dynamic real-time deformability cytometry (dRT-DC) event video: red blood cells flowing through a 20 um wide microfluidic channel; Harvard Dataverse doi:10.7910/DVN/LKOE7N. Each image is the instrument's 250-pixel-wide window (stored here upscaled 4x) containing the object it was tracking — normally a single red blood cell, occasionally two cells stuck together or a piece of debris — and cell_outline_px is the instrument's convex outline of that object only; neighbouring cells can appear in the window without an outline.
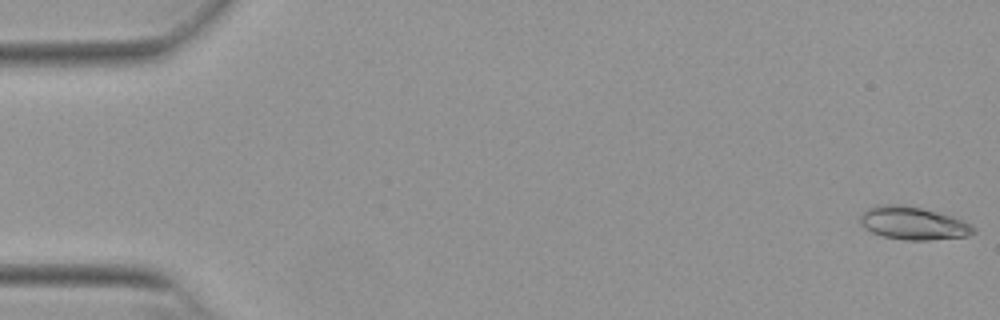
{"species": "Egyptian fruit bat (a non-hibernating species)", "species_latin": "Rousettus aegyptiacus", "temperature_condition": "warm", "stored_images_in_passage": 20, "camera_frame_rate_fps": 3000, "um_per_image_px": 0.085, "animal": {"sex": "female"}, "frame": {"image": 1, "passage_image": 1, "time_ms": 0.0, "image_size_px": [1000, 320], "cell_outline_px": [[976, 232], [968, 236], [928, 240], [904, 240], [884, 236], [872, 232], [864, 228], [860, 220], [860, 216], [868, 208], [880, 204], [900, 204], [920, 208], [952, 216], [976, 228]], "centroid_in_image_um": [77.61, 18.98], "position_along_channel_um": 7.4, "area_um2": 21.5}}
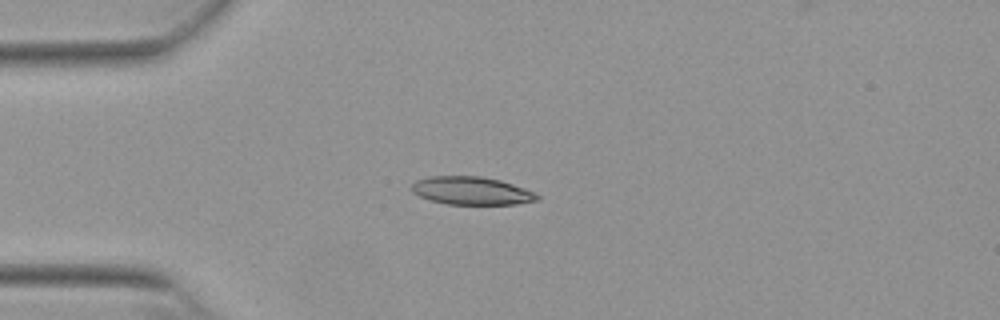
{"frame": {"image": 2, "passage_image": 14, "time_ms": 4.333, "image_size_px": [1000, 320], "cell_outline_px": [[540, 200], [516, 204], [448, 204], [432, 200], [420, 196], [412, 192], [412, 184], [416, 180], [432, 176], [480, 176], [500, 180], [524, 188], [540, 196]], "centroid_in_image_um": [40.09, 16.21], "position_along_channel_um": 44.9, "area_um2": 20.29}}
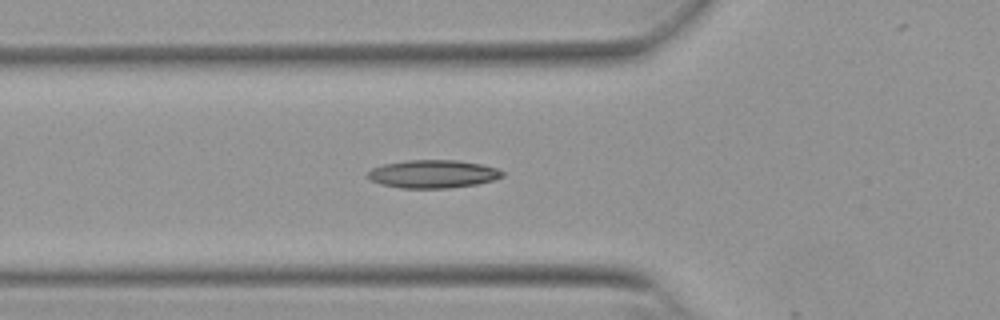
{"frame": {"image": 3, "passage_image": 19, "time_ms": 6.0, "image_size_px": [1000, 320], "cell_outline_px": [[504, 176], [492, 180], [476, 184], [448, 188], [400, 188], [380, 184], [372, 180], [368, 176], [368, 172], [372, 168], [384, 164], [408, 160], [456, 160], [480, 164], [496, 168], [504, 172]], "centroid_in_image_um": [36.8, 14.79], "position_along_channel_um": 89.0, "area_um2": 21.85}}